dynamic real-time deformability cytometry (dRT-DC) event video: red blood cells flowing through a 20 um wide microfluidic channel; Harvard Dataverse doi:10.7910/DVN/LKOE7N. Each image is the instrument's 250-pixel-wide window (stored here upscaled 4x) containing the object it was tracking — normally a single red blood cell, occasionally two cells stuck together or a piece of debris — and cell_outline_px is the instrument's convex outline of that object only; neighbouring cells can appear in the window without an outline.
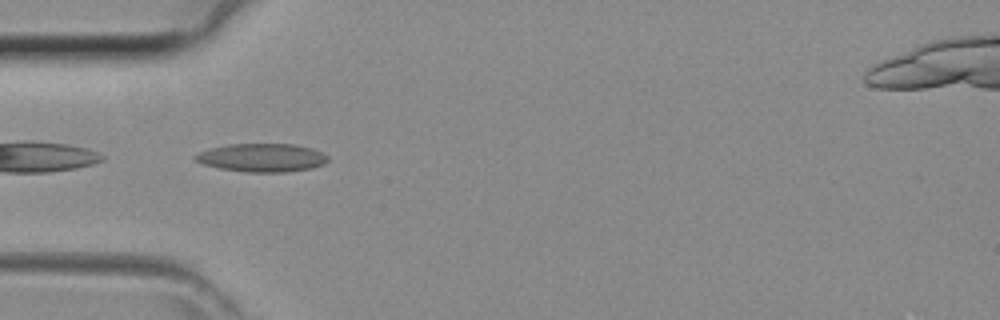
{"species": "common noctule bat (a hibernating species)", "species_latin": "Nyctalus noctula", "temperature_condition": "room temperature", "stored_images_in_passage": 22, "camera_frame_rate_fps": 3000, "um_per_image_px": 0.085, "animal": {"sex": "female", "body_mass_g": 29.2, "forearm_length_mm": 56.3}, "frame": {"image": 1, "passage_image": 4, "time_ms": 1.0, "image_size_px": [1000, 320], "cell_outline_px": [[328, 160], [324, 164], [312, 168], [288, 172], [244, 172], [220, 168], [204, 164], [196, 160], [192, 156], [200, 152], [212, 148], [228, 144], [296, 144], [312, 148], [328, 156]], "centroid_in_image_um": [22.29, 13.4], "position_along_channel_um": 62.7, "area_um2": 21.85}}
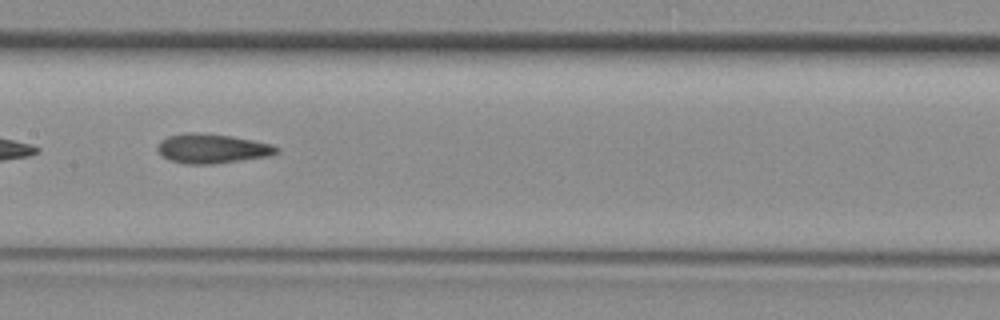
{"frame": {"image": 2, "passage_image": 12, "time_ms": 3.667, "image_size_px": [1000, 320], "cell_outline_px": [[280, 152], [272, 156], [212, 164], [188, 164], [172, 160], [164, 156], [156, 148], [160, 140], [168, 136], [184, 132], [192, 132], [232, 136], [272, 144], [280, 148]], "centroid_in_image_um": [18.08, 12.62], "position_along_channel_um": 189.3, "area_um2": 20.46}}
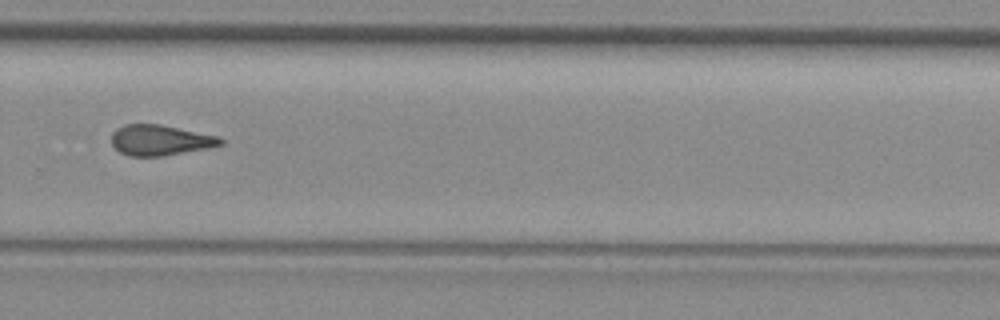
{"frame": {"image": 3, "passage_image": 20, "time_ms": 6.333, "image_size_px": [1000, 320], "cell_outline_px": [[224, 144], [208, 148], [164, 156], [128, 156], [120, 152], [112, 144], [112, 132], [116, 128], [124, 124], [160, 124], [216, 136], [224, 140]], "centroid_in_image_um": [13.59, 11.92], "position_along_channel_um": 316.2, "area_um2": 19.36}}